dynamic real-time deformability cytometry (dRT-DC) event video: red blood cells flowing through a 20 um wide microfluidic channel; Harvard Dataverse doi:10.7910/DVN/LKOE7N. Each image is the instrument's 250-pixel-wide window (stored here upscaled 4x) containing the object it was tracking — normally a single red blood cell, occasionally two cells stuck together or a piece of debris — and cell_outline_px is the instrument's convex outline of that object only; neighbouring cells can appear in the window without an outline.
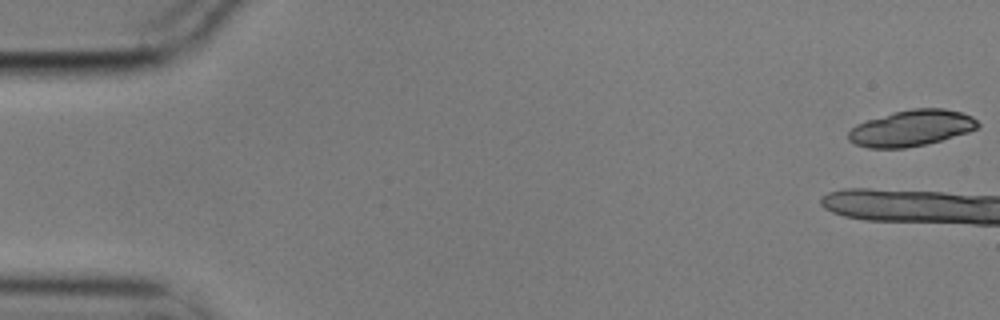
{"species": "common noctule bat (a hibernating species)", "species_latin": "Nyctalus noctula", "temperature_condition": "cold", "stored_images_in_passage": 17, "camera_frame_rate_fps": 3000, "um_per_image_px": 0.085, "animal": {"sex": "male", "body_mass_g": 17.9}, "frame": {"image": 1, "passage_image": 1, "time_ms": 0.0, "image_size_px": [1000, 320], "cell_outline_px": [[980, 124], [976, 128], [968, 132], [940, 140], [924, 144], [904, 148], [868, 148], [856, 144], [848, 140], [848, 132], [856, 124], [892, 112], [912, 108], [944, 108], [960, 112], [972, 116]], "centroid_in_image_um": [77.45, 10.88], "position_along_channel_um": 7.5, "area_um2": 27.05}}
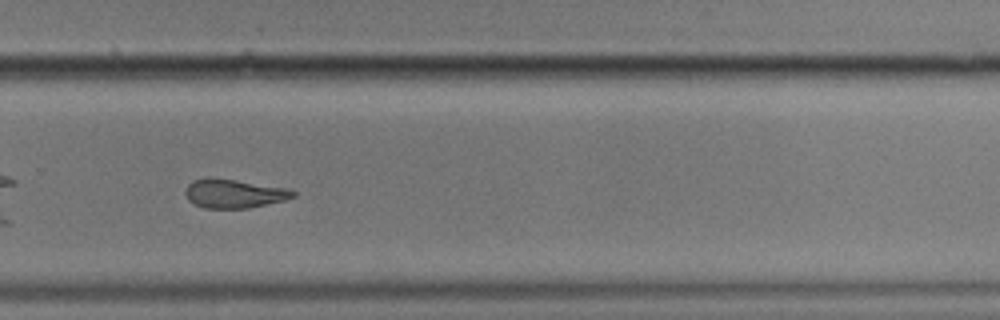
{"frame": {"image": 2, "passage_image": 12, "time_ms": 3.667, "image_size_px": [1000, 320], "cell_outline_px": [[296, 196], [284, 200], [248, 208], [204, 208], [188, 200], [184, 192], [188, 184], [192, 180], [232, 180], [284, 188], [296, 192]], "centroid_in_image_um": [19.88, 16.49], "position_along_channel_um": 309.9, "area_um2": 17.28}}
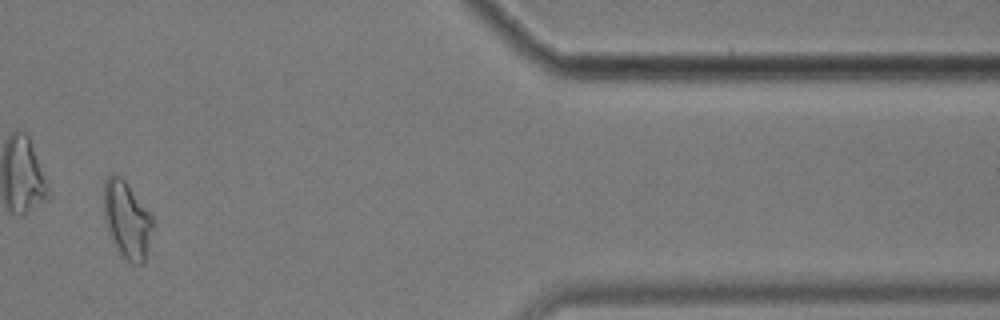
{"frame": {"image": 3, "passage_image": 14, "time_ms": 4.333, "image_size_px": [1000, 320], "cell_outline_px": [[152, 228], [148, 248], [144, 264], [132, 264], [112, 244], [104, 220], [104, 180], [108, 176], [120, 176], [124, 180], [152, 216]], "centroid_in_image_um": [10.76, 18.72], "position_along_channel_um": 400.6, "area_um2": 21.68}}